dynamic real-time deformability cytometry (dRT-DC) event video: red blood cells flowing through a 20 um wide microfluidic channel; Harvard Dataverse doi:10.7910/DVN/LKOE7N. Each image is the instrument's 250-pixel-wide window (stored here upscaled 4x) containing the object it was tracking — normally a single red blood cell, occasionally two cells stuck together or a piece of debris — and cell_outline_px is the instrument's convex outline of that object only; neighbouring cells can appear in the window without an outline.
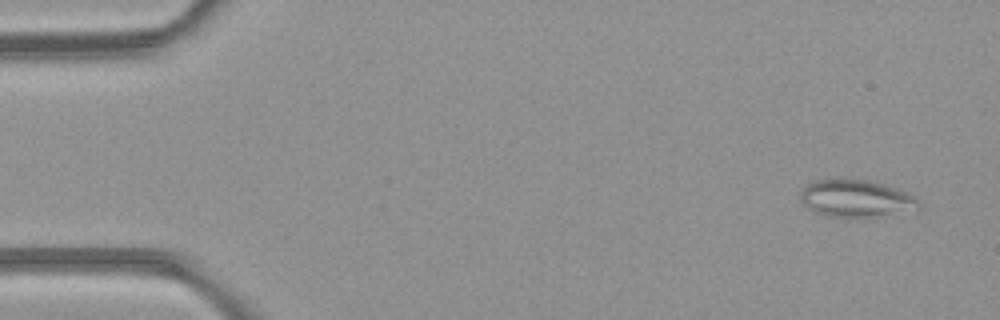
{"species": "common noctule bat (a hibernating species)", "species_latin": "Nyctalus noctula", "temperature_condition": "room temperature", "stored_images_in_passage": 5, "camera_frame_rate_fps": 3000, "um_per_image_px": 0.085, "animal": {"sex": "female", "body_mass_g": 21.9}, "frame": {"image": 1, "passage_image": 1, "time_ms": 0.0, "image_size_px": [1000, 320], "cell_outline_px": [[920, 208], [868, 216], [832, 216], [816, 212], [808, 208], [800, 200], [800, 192], [808, 184], [816, 180], [836, 176], [868, 180], [884, 184], [896, 188], [912, 196], [920, 204]], "centroid_in_image_um": [72.66, 16.8], "position_along_channel_um": 12.3, "area_um2": 25.32}}
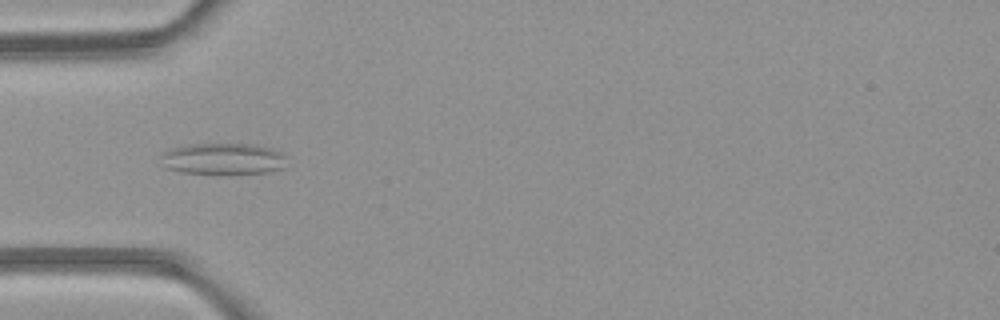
{"frame": {"image": 2, "passage_image": 5, "time_ms": 4.333, "image_size_px": [1000, 320], "cell_outline_px": [[284, 168], [268, 172], [232, 176], [216, 176], [180, 172], [164, 168], [160, 156], [160, 152], [168, 148], [192, 144], [248, 144], [268, 148], [280, 152], [284, 156]], "centroid_in_image_um": [18.87, 13.55], "position_along_channel_um": 66.1, "area_um2": 24.04}}